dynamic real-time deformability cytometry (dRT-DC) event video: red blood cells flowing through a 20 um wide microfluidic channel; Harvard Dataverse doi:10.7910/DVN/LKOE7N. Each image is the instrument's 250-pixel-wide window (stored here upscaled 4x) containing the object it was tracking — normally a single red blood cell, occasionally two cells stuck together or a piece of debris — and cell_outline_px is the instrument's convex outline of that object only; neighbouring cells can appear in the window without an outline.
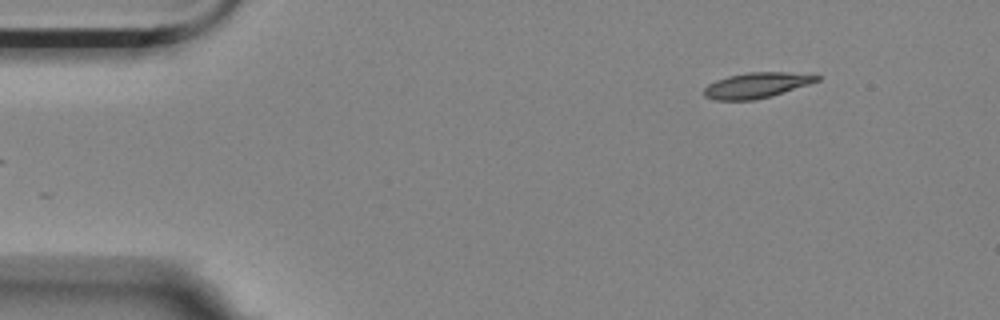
{"species": "Egyptian fruit bat (a non-hibernating species)", "species_latin": "Rousettus aegyptiacus", "temperature_condition": "room temperature", "stored_images_in_passage": 5, "segment_of_instrument_passage": [2, 2], "camera_frame_rate_fps": 3000, "um_per_image_px": 0.085, "animal": {"sex": "female"}, "frame": {"image": 1, "passage_image": 5, "time_ms": 1.333, "image_size_px": [1000, 320], "cell_outline_px": [[820, 80], [772, 96], [756, 100], [716, 100], [704, 96], [704, 88], [708, 84], [716, 80], [728, 76], [748, 72], [788, 72], [820, 76]], "centroid_in_image_um": [64.28, 7.25], "position_along_channel_um": 20.7, "area_um2": 16.65}}